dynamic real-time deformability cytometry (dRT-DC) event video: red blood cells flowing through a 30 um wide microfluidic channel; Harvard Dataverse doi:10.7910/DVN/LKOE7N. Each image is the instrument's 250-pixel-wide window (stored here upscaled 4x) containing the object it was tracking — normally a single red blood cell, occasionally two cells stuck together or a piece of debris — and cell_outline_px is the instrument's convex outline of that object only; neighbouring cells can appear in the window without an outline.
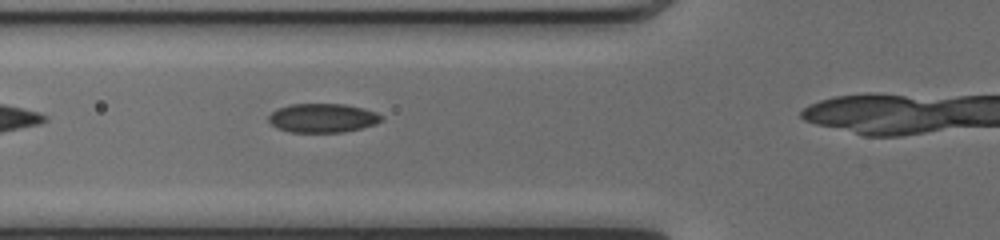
{"species": "common noctule bat (a hibernating species)", "species_latin": "Nyctalus noctula", "temperature_condition": "cold", "stored_images_in_passage": 7, "camera_frame_rate_fps": 3000, "um_per_image_px": 0.085, "animal": {"sex": "female", "body_mass_g": 17.0, "forearm_length_mm": 48.0}, "frame": {"image": 1, "passage_image": 3, "time_ms": 0.667, "image_size_px": [1000, 240], "cell_outline_px": [[384, 120], [376, 124], [344, 132], [292, 132], [276, 128], [268, 120], [268, 116], [272, 112], [280, 108], [292, 104], [344, 104], [364, 108], [376, 112], [384, 116]], "centroid_in_image_um": [27.47, 10.03], "position_along_channel_um": 98.3, "area_um2": 19.07}}
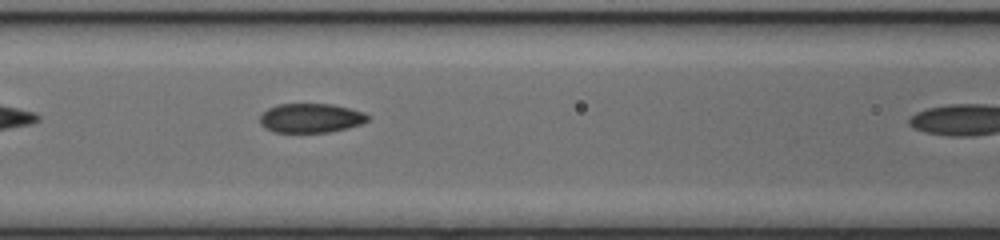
{"frame": {"image": 2, "passage_image": 6, "time_ms": 1.667, "image_size_px": [1000, 240], "cell_outline_px": [[372, 116], [368, 120], [360, 124], [348, 128], [328, 132], [276, 132], [264, 128], [260, 124], [260, 116], [268, 108], [276, 104], [332, 104], [364, 112]], "centroid_in_image_um": [26.42, 10.03], "position_along_channel_um": 140.2, "area_um2": 18.44}}